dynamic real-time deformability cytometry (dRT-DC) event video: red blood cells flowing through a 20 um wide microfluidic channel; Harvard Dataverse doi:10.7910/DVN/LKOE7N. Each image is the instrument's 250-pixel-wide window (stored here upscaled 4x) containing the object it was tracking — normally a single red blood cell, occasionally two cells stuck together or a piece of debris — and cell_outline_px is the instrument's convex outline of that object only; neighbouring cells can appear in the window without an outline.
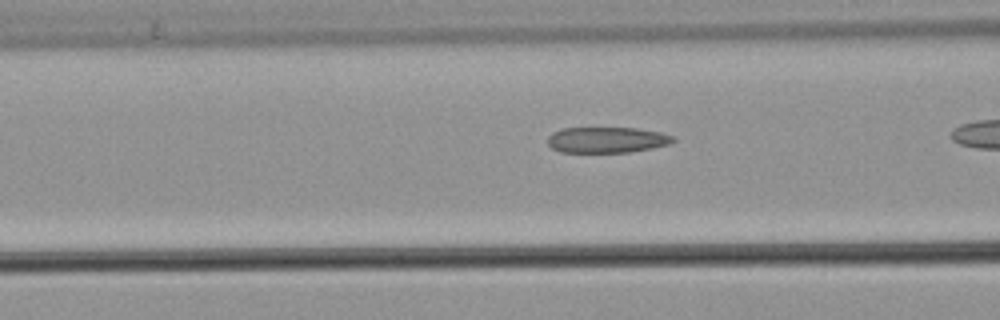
{"species": "common noctule bat (a hibernating species)", "species_latin": "Nyctalus noctula", "temperature_condition": "warm", "stored_images_in_passage": 25, "camera_frame_rate_fps": 3000, "um_per_image_px": 0.085, "animal": {"sex": "male", "body_mass_g": 21.5, "forearm_length_mm": 52.0}, "frame": {"image": 1, "passage_image": 11, "time_ms": 3.333, "image_size_px": [1000, 320], "cell_outline_px": [[676, 140], [668, 144], [652, 148], [628, 152], [560, 152], [552, 148], [548, 144], [548, 136], [552, 132], [564, 128], [636, 128], [660, 132], [676, 136]], "centroid_in_image_um": [51.59, 11.88], "position_along_channel_um": 115.0, "area_um2": 18.9}}